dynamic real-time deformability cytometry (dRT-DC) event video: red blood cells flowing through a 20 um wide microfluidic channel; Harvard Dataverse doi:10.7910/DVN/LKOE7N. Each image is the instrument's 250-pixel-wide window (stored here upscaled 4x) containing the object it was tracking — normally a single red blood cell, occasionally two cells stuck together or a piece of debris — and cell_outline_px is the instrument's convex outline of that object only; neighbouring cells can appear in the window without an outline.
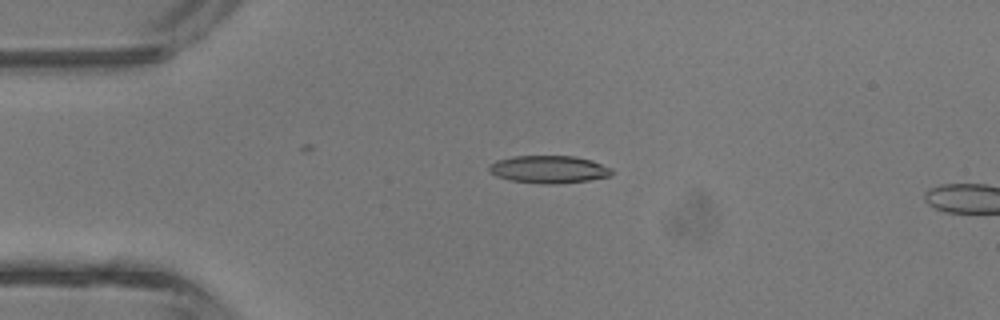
{"species": "common noctule bat (a hibernating species)", "species_latin": "Nyctalus noctula", "temperature_condition": "room temperature", "stored_images_in_passage": 4, "camera_frame_rate_fps": 3000, "um_per_image_px": 0.085, "animal": {"sex": "male", "body_mass_g": 13.3}, "frame": {"image": 1, "passage_image": 3, "time_ms": 3.333, "image_size_px": [1000, 320], "cell_outline_px": [[612, 176], [588, 180], [556, 184], [544, 184], [508, 180], [496, 176], [488, 172], [488, 168], [496, 160], [512, 156], [572, 156], [592, 160], [612, 168]], "centroid_in_image_um": [46.64, 14.4], "position_along_channel_um": 38.4, "area_um2": 19.83}}